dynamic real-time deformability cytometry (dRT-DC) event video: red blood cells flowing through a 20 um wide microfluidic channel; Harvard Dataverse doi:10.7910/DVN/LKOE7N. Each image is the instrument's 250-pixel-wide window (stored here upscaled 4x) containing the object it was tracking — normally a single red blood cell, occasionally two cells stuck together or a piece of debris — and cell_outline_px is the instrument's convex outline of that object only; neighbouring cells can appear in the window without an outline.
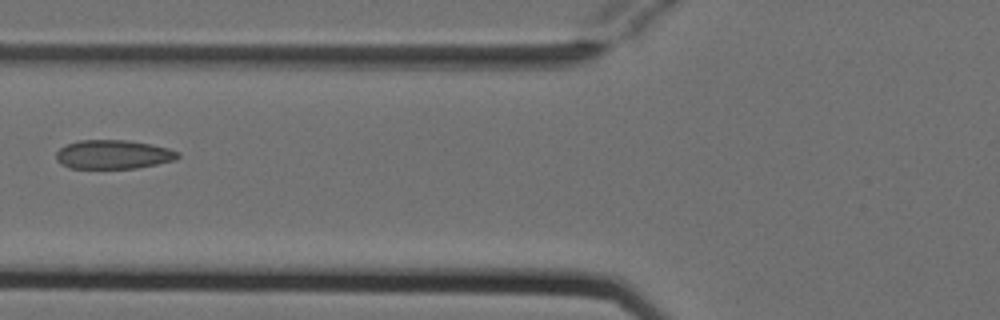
{"species": "Egyptian fruit bat (a non-hibernating species)", "species_latin": "Rousettus aegyptiacus", "temperature_condition": "cold", "stored_images_in_passage": 3, "camera_frame_rate_fps": 3000, "um_per_image_px": 0.085, "animal": {"sex": "female"}, "frame": {"image": 1, "passage_image": 3, "time_ms": 0.667, "image_size_px": [1000, 320], "cell_outline_px": [[180, 156], [176, 160], [136, 168], [68, 168], [60, 164], [56, 160], [56, 152], [60, 148], [68, 144], [80, 140], [128, 140], [152, 144], [168, 148], [180, 152]], "centroid_in_image_um": [9.64, 13.13], "position_along_channel_um": 116.2, "area_um2": 20.63}}